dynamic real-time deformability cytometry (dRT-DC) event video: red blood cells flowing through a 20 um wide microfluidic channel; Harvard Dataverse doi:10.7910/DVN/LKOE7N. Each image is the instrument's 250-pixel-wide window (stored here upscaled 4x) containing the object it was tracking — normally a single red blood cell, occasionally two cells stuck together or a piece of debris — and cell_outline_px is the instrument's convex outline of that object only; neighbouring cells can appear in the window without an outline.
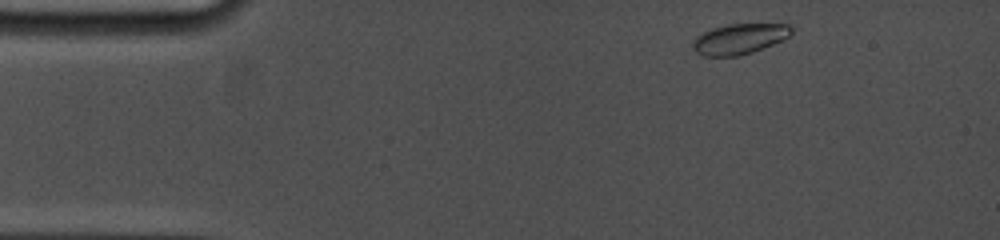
{"species": "common noctule bat (a hibernating species)", "species_latin": "Nyctalus noctula", "temperature_condition": "cold", "stored_images_in_passage": 65, "camera_frame_rate_fps": 5000, "um_per_image_px": 0.085, "animal": {"sex": "female", "body_mass_g": 19.0, "forearm_length_mm": 53.3}, "frame": {"image": 1, "passage_image": 1, "time_ms": 0.0, "image_size_px": [1000, 240], "cell_outline_px": [[792, 32], [788, 36], [772, 44], [752, 52], [740, 56], [704, 56], [696, 52], [692, 44], [692, 40], [696, 36], [712, 28], [728, 24], [788, 24], [792, 28]], "centroid_in_image_um": [62.81, 3.3], "position_along_channel_um": 22.2, "area_um2": 17.34}}
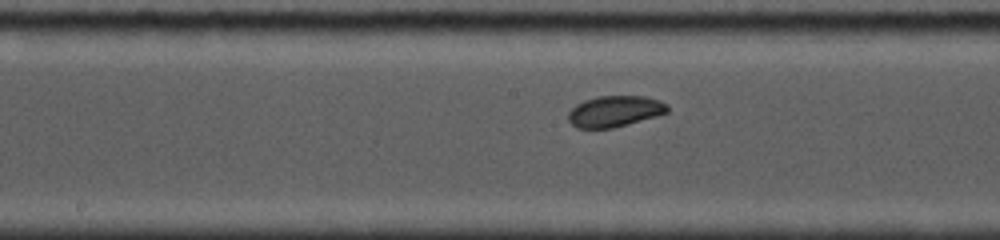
{"frame": {"image": 2, "passage_image": 29, "time_ms": 6.6, "image_size_px": [1000, 240], "cell_outline_px": [[668, 112], [656, 116], [628, 124], [612, 128], [576, 128], [568, 120], [568, 112], [576, 104], [584, 100], [596, 96], [644, 96], [660, 100], [668, 104]], "centroid_in_image_um": [52.25, 9.45], "position_along_channel_um": 196.0, "area_um2": 18.03}}
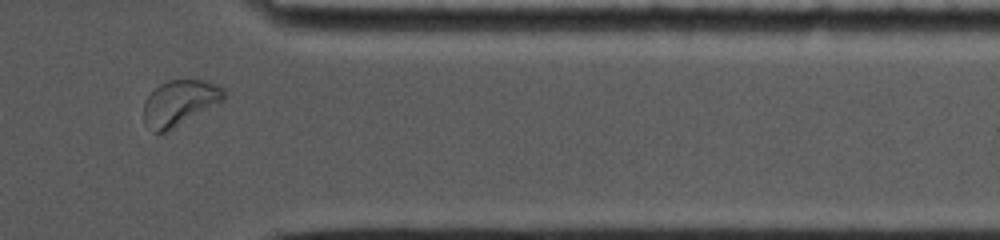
{"frame": {"image": 3, "passage_image": 55, "time_ms": 12.0, "image_size_px": [1000, 240], "cell_outline_px": [[228, 96], [224, 100], [164, 132], [152, 132], [144, 124], [144, 104], [148, 96], [160, 84], [168, 80], [204, 80], [216, 84], [224, 88], [228, 92]], "centroid_in_image_um": [15.29, 8.72], "position_along_channel_um": 396.1, "area_um2": 21.04}, "authors_computed_cell_mechanics": {"area_um2": 18.207, "velocity_mm_per_s": 3.7426, "shape_relaxation_time_tau1_ms": 1.4366, "shape_relaxation_time_tau2_ms": null, "deformation_change_tau1": 0.0684, "deformation_change_tau2": null}}